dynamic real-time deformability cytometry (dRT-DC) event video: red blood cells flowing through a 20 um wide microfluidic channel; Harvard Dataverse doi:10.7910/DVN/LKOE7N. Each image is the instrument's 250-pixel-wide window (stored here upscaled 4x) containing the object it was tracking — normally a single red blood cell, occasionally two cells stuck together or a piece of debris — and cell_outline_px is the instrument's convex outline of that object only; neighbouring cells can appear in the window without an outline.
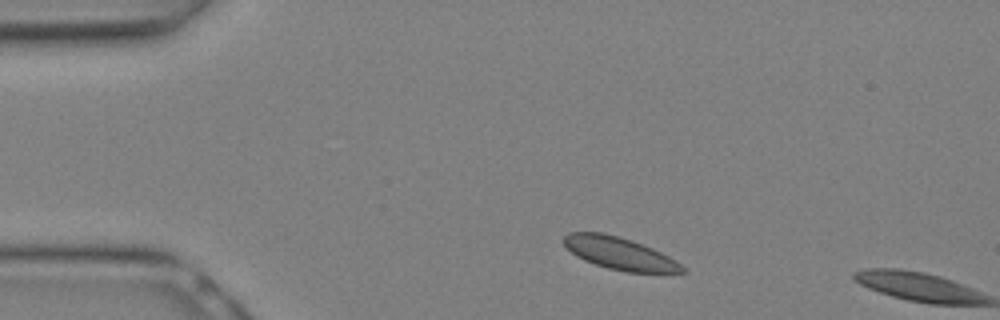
{"species": "Egyptian fruit bat (a non-hibernating species)", "species_latin": "Rousettus aegyptiacus", "temperature_condition": "warm", "stored_images_in_passage": 2, "segment_of_instrument_passage": [2, 2], "camera_frame_rate_fps": 3000, "um_per_image_px": 0.085, "animal": {"sex": "female"}, "frame": {"image": 1, "passage_image": 2, "time_ms": 0.333, "image_size_px": [1000, 320], "cell_outline_px": [[984, 304], [944, 304], [916, 300], [896, 296], [872, 288], [864, 284], [856, 276], [868, 272], [916, 272], [932, 276], [944, 280], [984, 300]], "centroid_in_image_um": [78.09, 24.45], "position_along_channel_um": 6.9, "area_um2": 17.69}}